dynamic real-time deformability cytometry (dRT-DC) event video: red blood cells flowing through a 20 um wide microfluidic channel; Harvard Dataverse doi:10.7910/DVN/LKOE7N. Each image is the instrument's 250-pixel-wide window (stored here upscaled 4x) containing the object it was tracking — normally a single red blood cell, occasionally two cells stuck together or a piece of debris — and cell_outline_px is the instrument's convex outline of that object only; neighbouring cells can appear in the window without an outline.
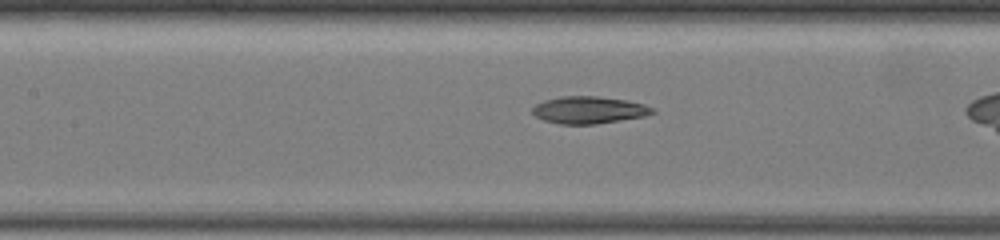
{"species": "common noctule bat (a hibernating species)", "species_latin": "Nyctalus noctula", "temperature_condition": "warm", "stored_images_in_passage": 24, "camera_frame_rate_fps": 3000, "um_per_image_px": 0.085, "animal": {"sex": "female", "body_mass_g": 19.5, "forearm_length_mm": 54.1}, "frame": {"image": 1, "passage_image": 8, "time_ms": 2.333, "image_size_px": [1000, 240], "cell_outline_px": [[656, 112], [644, 116], [596, 124], [560, 124], [544, 120], [536, 116], [532, 112], [532, 108], [536, 104], [544, 100], [560, 96], [596, 96], [624, 100], [644, 104], [656, 108]], "centroid_in_image_um": [50.06, 9.34], "position_along_channel_um": 157.3, "area_um2": 18.96}}
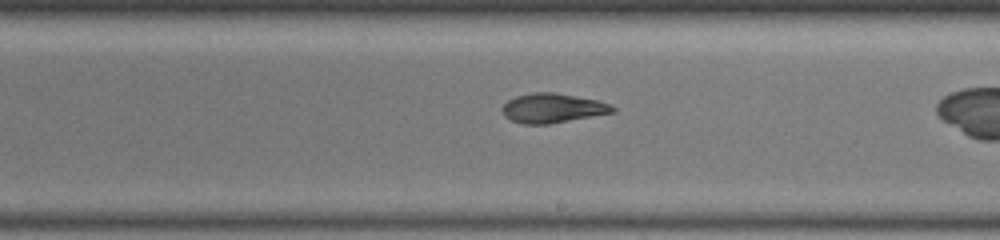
{"frame": {"image": 2, "passage_image": 14, "time_ms": 4.333, "image_size_px": [1000, 240], "cell_outline_px": [[616, 112], [548, 124], [524, 124], [512, 120], [504, 116], [504, 104], [508, 100], [516, 96], [532, 92], [556, 92], [596, 100], [608, 104], [616, 108]], "centroid_in_image_um": [46.98, 9.18], "position_along_channel_um": 242.0, "area_um2": 18.73}}
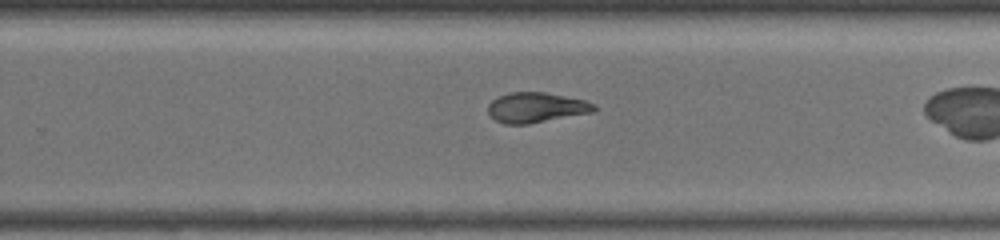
{"frame": {"image": 3, "passage_image": 17, "time_ms": 5.333, "image_size_px": [1000, 240], "cell_outline_px": [[596, 112], [528, 124], [504, 124], [496, 120], [488, 112], [488, 104], [492, 100], [508, 92], [544, 92], [584, 100], [596, 104]], "centroid_in_image_um": [45.6, 9.14], "position_along_channel_um": 284.2, "area_um2": 18.67}}